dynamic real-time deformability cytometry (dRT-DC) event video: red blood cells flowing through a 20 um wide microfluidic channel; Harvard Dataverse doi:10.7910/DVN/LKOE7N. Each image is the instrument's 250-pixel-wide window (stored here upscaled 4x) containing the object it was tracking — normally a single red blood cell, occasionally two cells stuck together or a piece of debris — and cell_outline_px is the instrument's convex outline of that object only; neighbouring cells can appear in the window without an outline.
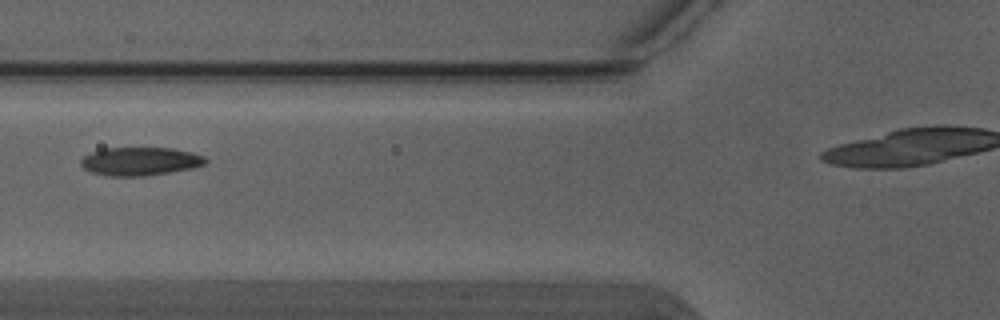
{"species": "Egyptian fruit bat (a non-hibernating species)", "species_latin": "Rousettus aegyptiacus", "temperature_condition": "warm", "stored_images_in_passage": 3, "camera_frame_rate_fps": 3000, "um_per_image_px": 0.085, "animal": {"sex": "male"}, "frame": {"image": 1, "passage_image": 2, "time_ms": 0.333, "image_size_px": [1000, 320], "cell_outline_px": [[208, 160], [204, 164], [192, 168], [144, 176], [112, 176], [92, 172], [84, 168], [80, 164], [80, 160], [84, 156], [92, 152], [104, 148], [172, 148], [192, 152], [204, 156]], "centroid_in_image_um": [11.91, 13.7], "position_along_channel_um": 113.9, "area_um2": 20.4}}